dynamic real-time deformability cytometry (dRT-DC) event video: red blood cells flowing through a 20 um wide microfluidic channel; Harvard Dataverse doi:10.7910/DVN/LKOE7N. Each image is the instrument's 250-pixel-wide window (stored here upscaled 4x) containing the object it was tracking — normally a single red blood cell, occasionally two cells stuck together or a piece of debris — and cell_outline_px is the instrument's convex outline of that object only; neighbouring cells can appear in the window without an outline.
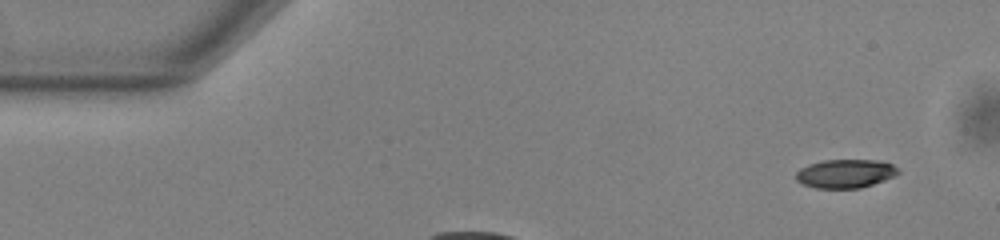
{"species": "common noctule bat (a hibernating species)", "species_latin": "Nyctalus noctula", "temperature_condition": "warm", "stored_images_in_passage": 5, "camera_frame_rate_fps": 3000, "um_per_image_px": 0.085, "animal": {"sex": "male", "body_mass_g": 13.0, "forearm_length_mm": 53.1}, "frame": {"image": 1, "passage_image": 1, "time_ms": 0.0, "image_size_px": [1000, 240], "cell_outline_px": [[900, 172], [884, 180], [860, 188], [816, 188], [800, 184], [796, 180], [796, 172], [800, 168], [808, 164], [824, 160], [876, 160], [892, 164]], "centroid_in_image_um": [71.8, 14.76], "position_along_channel_um": 13.2, "area_um2": 16.99}}